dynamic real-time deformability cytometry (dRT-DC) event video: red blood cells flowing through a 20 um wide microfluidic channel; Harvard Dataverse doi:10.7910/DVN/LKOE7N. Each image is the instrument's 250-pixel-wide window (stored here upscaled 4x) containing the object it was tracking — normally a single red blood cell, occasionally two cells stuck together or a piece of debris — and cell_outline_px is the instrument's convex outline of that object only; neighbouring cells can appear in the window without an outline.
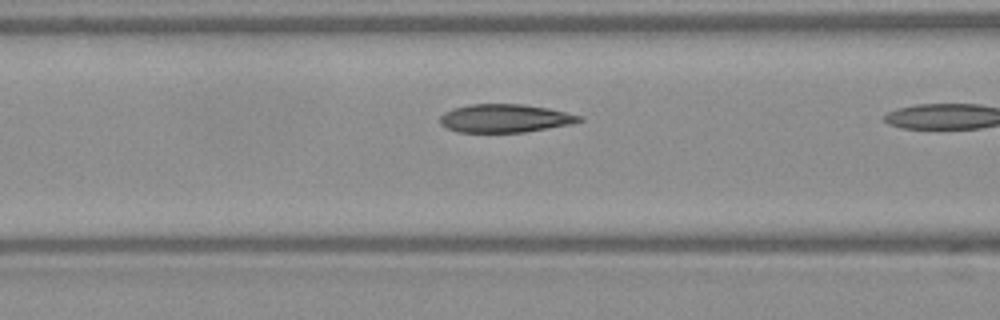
{"species": "Egyptian fruit bat (a non-hibernating species)", "species_latin": "Rousettus aegyptiacus", "temperature_condition": "warm", "stored_images_in_passage": 8, "camera_frame_rate_fps": 3000, "um_per_image_px": 0.085, "frame": {"image": 1, "passage_image": 7, "time_ms": 2.0, "image_size_px": [1000, 320], "cell_outline_px": [[584, 120], [568, 124], [524, 132], [460, 132], [448, 128], [440, 124], [440, 116], [444, 112], [452, 108], [468, 104], [524, 104], [548, 108], [580, 116]], "centroid_in_image_um": [42.86, 10.04], "position_along_channel_um": 123.7, "area_um2": 22.72}}